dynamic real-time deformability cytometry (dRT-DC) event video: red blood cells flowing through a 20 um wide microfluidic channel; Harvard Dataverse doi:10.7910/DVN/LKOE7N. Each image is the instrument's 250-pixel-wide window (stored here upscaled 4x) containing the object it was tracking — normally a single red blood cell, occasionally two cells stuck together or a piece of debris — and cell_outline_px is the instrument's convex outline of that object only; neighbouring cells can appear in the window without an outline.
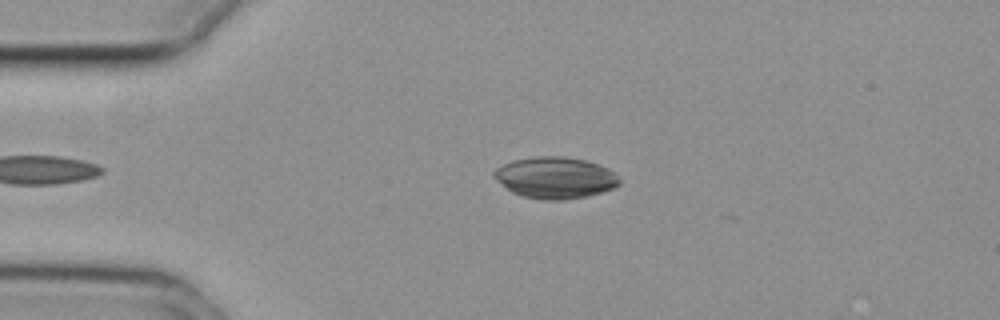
{"species": "common noctule bat (a hibernating species)", "species_latin": "Nyctalus noctula", "temperature_condition": "cold", "stored_images_in_passage": 7, "camera_frame_rate_fps": 3000, "um_per_image_px": 0.085, "animal": {"sex": "female", "body_mass_g": 29.2, "forearm_length_mm": 56.3}, "frame": {"image": 1, "passage_image": 2, "time_ms": 0.333, "image_size_px": [1000, 320], "cell_outline_px": [[620, 184], [612, 188], [588, 196], [564, 200], [540, 200], [520, 196], [512, 192], [496, 180], [492, 176], [492, 172], [496, 168], [512, 160], [536, 156], [564, 156], [584, 160], [608, 168], [620, 176]], "centroid_in_image_um": [47.17, 15.11], "position_along_channel_um": 37.8, "area_um2": 30.52}}